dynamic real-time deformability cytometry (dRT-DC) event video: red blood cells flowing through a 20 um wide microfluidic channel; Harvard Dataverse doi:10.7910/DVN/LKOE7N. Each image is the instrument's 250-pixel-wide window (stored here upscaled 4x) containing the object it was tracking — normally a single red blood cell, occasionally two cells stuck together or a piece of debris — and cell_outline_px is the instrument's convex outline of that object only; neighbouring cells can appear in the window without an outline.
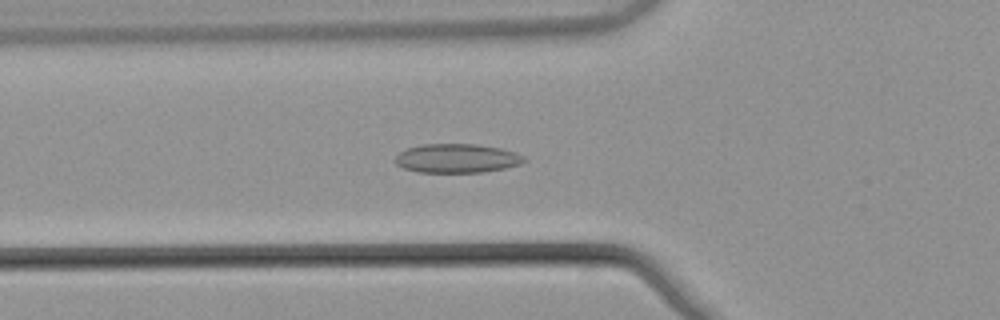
{"species": "common noctule bat (a hibernating species)", "species_latin": "Nyctalus noctula", "temperature_condition": "warm", "stored_images_in_passage": 53, "camera_frame_rate_fps": 3000, "um_per_image_px": 0.085, "animal": {"sex": "male", "body_mass_g": 21.5, "forearm_length_mm": 52.0}, "frame": {"image": 1, "passage_image": 19, "time_ms": 6.0, "image_size_px": [1000, 320], "cell_outline_px": [[528, 160], [520, 164], [504, 168], [484, 172], [416, 172], [404, 168], [396, 164], [392, 160], [400, 152], [408, 148], [424, 144], [476, 144], [500, 148], [516, 152], [524, 156]], "centroid_in_image_um": [38.84, 13.46], "position_along_channel_um": 87.0, "area_um2": 21.85}}
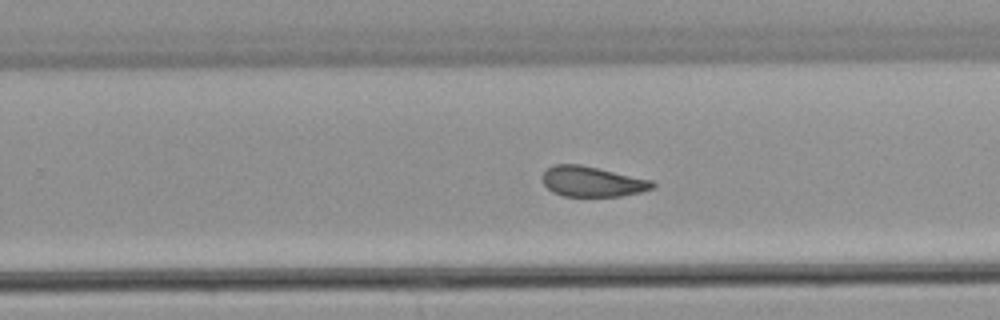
{"frame": {"image": 2, "passage_image": 34, "time_ms": 11.0, "image_size_px": [1000, 320], "cell_outline_px": [[656, 188], [640, 192], [620, 196], [564, 196], [552, 192], [544, 184], [544, 172], [552, 164], [580, 164], [652, 180], [656, 184]], "centroid_in_image_um": [50.37, 15.43], "position_along_channel_um": 279.4, "area_um2": 19.36}}
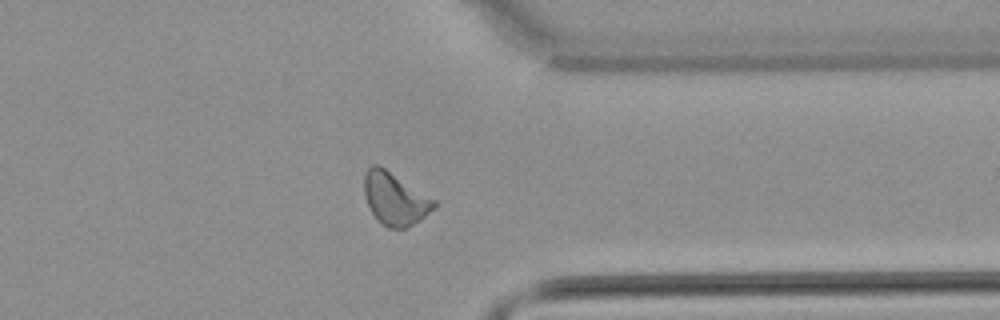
{"frame": {"image": 3, "passage_image": 42, "time_ms": 13.667, "image_size_px": [1000, 320], "cell_outline_px": [[436, 208], [412, 224], [404, 228], [388, 228], [380, 224], [372, 212], [368, 204], [364, 192], [364, 176], [368, 168], [372, 164], [380, 164], [436, 200]], "centroid_in_image_um": [33.56, 16.87], "position_along_channel_um": 377.8, "area_um2": 21.39}, "authors_computed_cell_mechanics": {"area_um2": 20.9236, "velocity_mm_per_s": 3.8507, "shape_relaxation_time_tau1_ms": null, "shape_relaxation_time_tau2_ms": 1.9532, "deformation_change_tau1": null, "deformation_change_tau2": 0.0966}}